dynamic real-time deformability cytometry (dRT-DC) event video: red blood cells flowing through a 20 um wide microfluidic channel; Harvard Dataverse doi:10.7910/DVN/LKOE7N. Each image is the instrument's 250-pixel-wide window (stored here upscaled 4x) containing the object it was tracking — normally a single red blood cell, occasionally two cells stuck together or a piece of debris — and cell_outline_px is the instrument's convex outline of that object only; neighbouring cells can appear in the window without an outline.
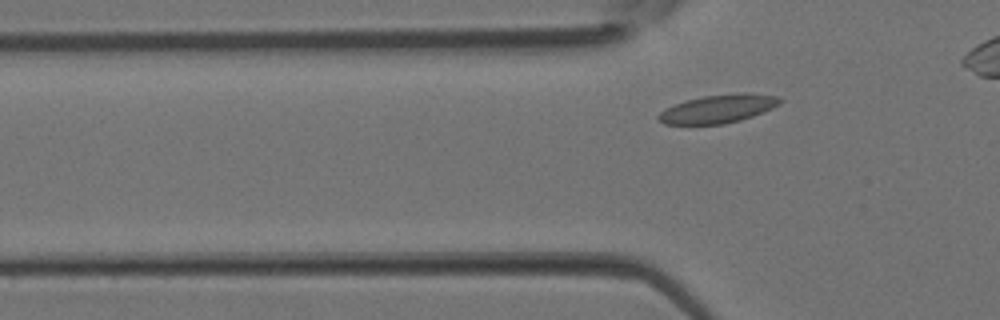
{"species": "Egyptian fruit bat (a non-hibernating species)", "species_latin": "Rousettus aegyptiacus", "temperature_condition": "room temperature", "stored_images_in_passage": 2, "camera_frame_rate_fps": 3000, "um_per_image_px": 0.085, "animal": {"sex": "female"}, "frame": {"image": 1, "passage_image": 2, "time_ms": 0.333, "image_size_px": [1000, 320], "cell_outline_px": [[784, 100], [780, 104], [772, 108], [752, 116], [740, 120], [724, 124], [664, 124], [656, 116], [664, 108], [688, 100], [704, 96], [736, 92], [748, 92], [776, 96]], "centroid_in_image_um": [61.07, 9.23], "position_along_channel_um": 64.7, "area_um2": 20.06}}